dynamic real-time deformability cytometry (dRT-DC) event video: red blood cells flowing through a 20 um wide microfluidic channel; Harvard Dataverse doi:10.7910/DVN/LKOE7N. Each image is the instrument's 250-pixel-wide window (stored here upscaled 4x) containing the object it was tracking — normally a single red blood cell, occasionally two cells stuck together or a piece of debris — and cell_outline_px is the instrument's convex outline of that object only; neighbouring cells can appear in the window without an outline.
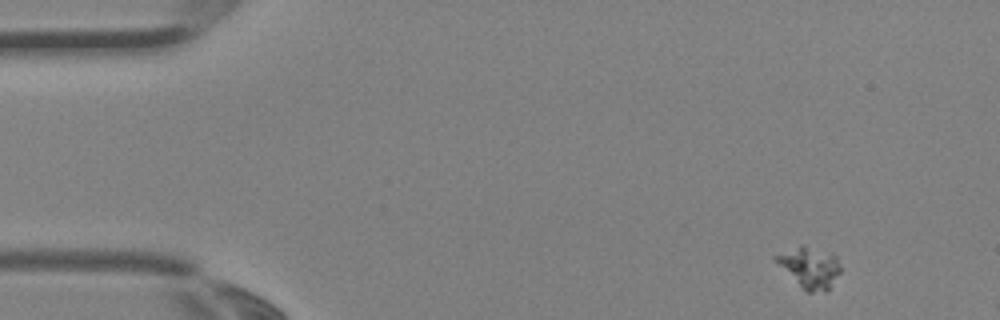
{"species": "Egyptian fruit bat (a non-hibernating species)", "species_latin": "Rousettus aegyptiacus", "temperature_condition": "room temperature", "stored_images_in_passage": 2, "camera_frame_rate_fps": 3000, "um_per_image_px": 0.085, "animal": {"sex": "female"}, "frame": {"image": 1, "passage_image": 1, "time_ms": 0.0, "image_size_px": [1000, 320], "cell_outline_px": [[840, 272], [828, 288], [824, 292], [808, 292], [772, 260], [772, 256], [800, 244], [804, 244], [836, 256], [840, 264]], "centroid_in_image_um": [68.78, 22.69], "position_along_channel_um": 16.2, "area_um2": 15.26}}